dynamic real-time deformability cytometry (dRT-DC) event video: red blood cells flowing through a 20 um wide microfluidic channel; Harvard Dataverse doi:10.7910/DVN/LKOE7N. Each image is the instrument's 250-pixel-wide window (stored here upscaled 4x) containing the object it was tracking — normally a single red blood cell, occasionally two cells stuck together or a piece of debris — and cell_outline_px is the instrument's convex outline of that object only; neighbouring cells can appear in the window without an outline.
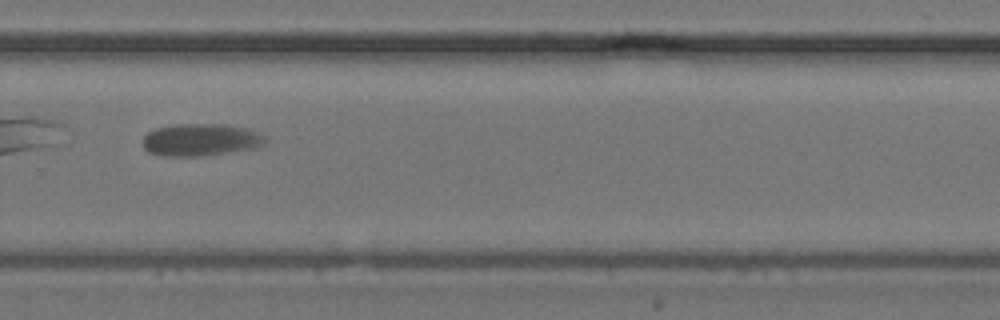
{"species": "common noctule bat (a hibernating species)", "species_latin": "Nyctalus noctula", "temperature_condition": "cold", "stored_images_in_passage": 54, "camera_frame_rate_fps": 3000, "um_per_image_px": 0.085, "animal": {"sex": "female", "body_mass_g": 24.6, "forearm_length_mm": 56.2}, "frame": {"image": 1, "passage_image": 37, "time_ms": 12.0, "image_size_px": [1000, 320], "cell_outline_px": [[268, 140], [264, 144], [252, 148], [228, 152], [196, 156], [160, 156], [148, 152], [144, 148], [144, 136], [148, 132], [156, 128], [180, 124], [220, 124], [248, 128], [260, 132]], "centroid_in_image_um": [17.06, 11.88], "position_along_channel_um": 312.7, "area_um2": 22.95}}
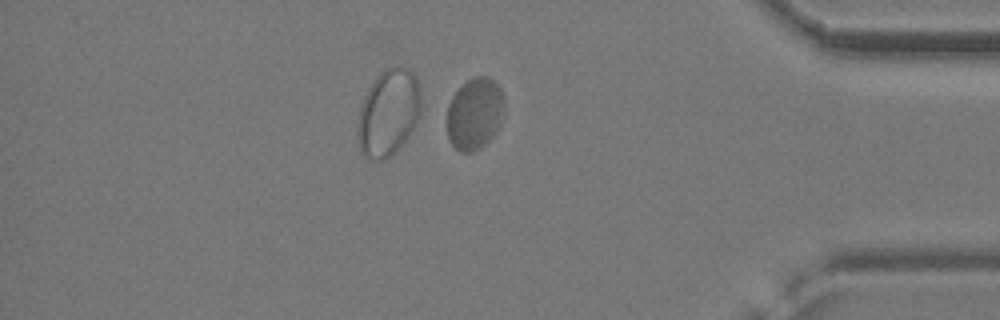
{"frame": {"image": 2, "passage_image": 46, "time_ms": 15.0, "image_size_px": [1000, 320], "cell_outline_px": [[504, 108], [500, 124], [496, 132], [480, 148], [472, 152], [460, 152], [448, 140], [448, 104], [452, 96], [468, 80], [476, 76], [488, 76], [500, 84], [504, 96]], "centroid_in_image_um": [40.38, 9.64], "position_along_channel_um": 394.8, "area_um2": 24.04}}
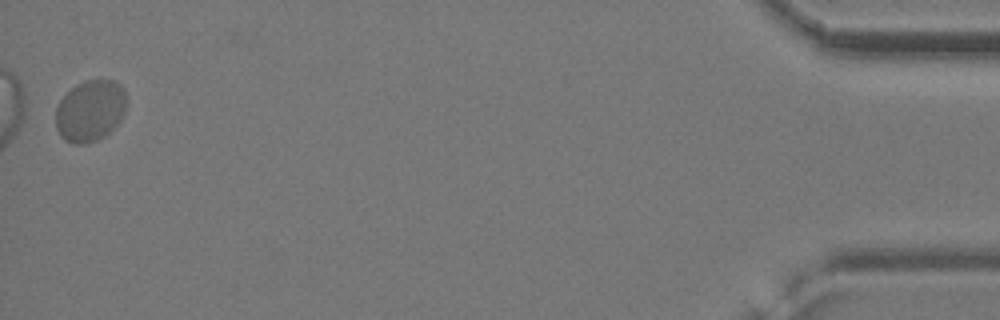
{"frame": {"image": 3, "passage_image": 54, "time_ms": 17.667, "image_size_px": [1000, 320], "cell_outline_px": [[128, 100], [124, 116], [104, 136], [96, 140], [84, 144], [72, 144], [64, 140], [60, 136], [56, 128], [56, 108], [60, 100], [76, 84], [84, 80], [112, 80], [120, 84], [124, 88]], "centroid_in_image_um": [7.68, 9.41], "position_along_channel_um": 427.5, "area_um2": 25.61}, "authors_computed_cell_mechanics": {"area_um2": 25.3453, "velocity_mm_per_s": 3.6989, "shape_relaxation_time_tau1_ms": 5.644, "shape_relaxation_time_tau2_ms": null, "deformation_change_tau1": 0.274, "deformation_change_tau2": null}}